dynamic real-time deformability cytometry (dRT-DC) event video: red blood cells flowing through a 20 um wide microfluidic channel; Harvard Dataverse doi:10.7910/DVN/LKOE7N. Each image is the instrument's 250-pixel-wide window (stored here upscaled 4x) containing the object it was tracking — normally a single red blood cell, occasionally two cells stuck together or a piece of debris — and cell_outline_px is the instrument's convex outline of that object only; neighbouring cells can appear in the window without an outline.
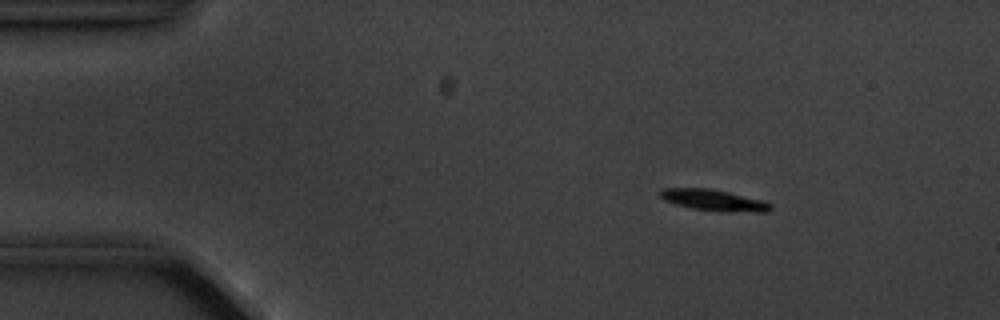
{"species": "common noctule bat (a hibernating species)", "species_latin": "Nyctalus noctula", "temperature_condition": "cold", "stored_images_in_passage": 5, "camera_frame_rate_fps": 3000, "um_per_image_px": 0.085, "animal": {"sex": "male", "body_mass_g": 20.1, "forearm_length_mm": 53.5}, "frame": {"image": 1, "passage_image": 2, "time_ms": 1.333, "image_size_px": [1000, 320], "cell_outline_px": [[772, 208], [768, 212], [756, 212], [692, 208], [676, 204], [664, 200], [660, 196], [660, 192], [664, 188], [708, 188], [728, 192], [764, 200], [772, 204]], "centroid_in_image_um": [60.7, 16.99], "position_along_channel_um": 24.3, "area_um2": 13.24}}